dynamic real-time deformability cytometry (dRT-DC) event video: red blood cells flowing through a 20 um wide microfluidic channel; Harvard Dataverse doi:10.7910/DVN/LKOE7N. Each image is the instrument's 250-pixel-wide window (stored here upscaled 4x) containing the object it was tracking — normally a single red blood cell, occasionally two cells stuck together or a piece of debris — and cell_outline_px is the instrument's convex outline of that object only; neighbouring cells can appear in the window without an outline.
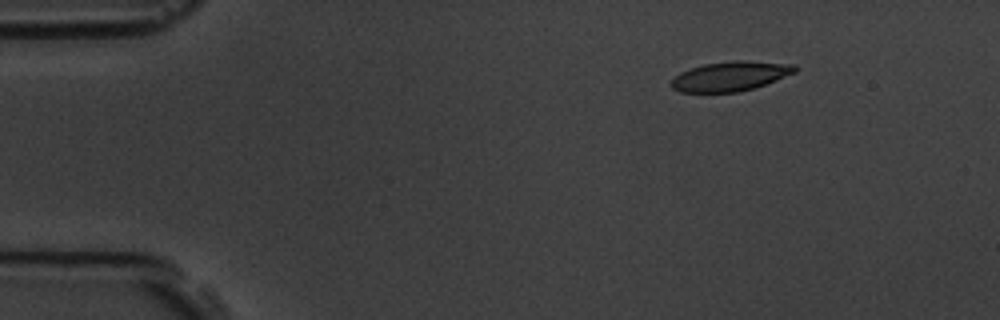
{"species": "common noctule bat (a hibernating species)", "species_latin": "Nyctalus noctula", "temperature_condition": "room temperature", "stored_images_in_passage": 4, "camera_frame_rate_fps": 3000, "um_per_image_px": 0.085, "animal": {"sex": "male", "body_mass_g": 19.5, "forearm_length_mm": 54.6}, "frame": {"image": 1, "passage_image": 1, "time_ms": 0.0, "image_size_px": [1000, 320], "cell_outline_px": [[796, 72], [756, 88], [736, 92], [680, 92], [672, 88], [668, 84], [680, 72], [704, 64], [736, 60], [744, 60], [796, 64]], "centroid_in_image_um": [62.09, 6.48], "position_along_channel_um": 22.9, "area_um2": 21.39}}
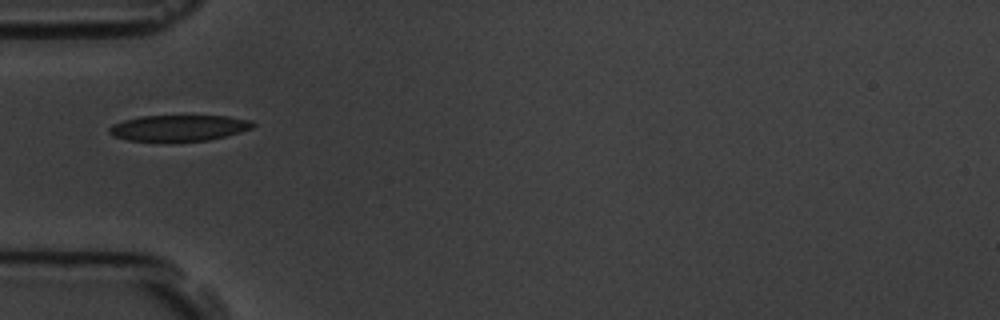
{"frame": {"image": 2, "passage_image": 4, "time_ms": 3.333, "image_size_px": [1000, 320], "cell_outline_px": [[256, 124], [252, 128], [240, 132], [208, 140], [128, 140], [112, 136], [108, 132], [108, 128], [112, 124], [124, 120], [140, 116], [228, 116], [252, 120]], "centroid_in_image_um": [15.2, 10.86], "position_along_channel_um": 69.8, "area_um2": 21.5}}